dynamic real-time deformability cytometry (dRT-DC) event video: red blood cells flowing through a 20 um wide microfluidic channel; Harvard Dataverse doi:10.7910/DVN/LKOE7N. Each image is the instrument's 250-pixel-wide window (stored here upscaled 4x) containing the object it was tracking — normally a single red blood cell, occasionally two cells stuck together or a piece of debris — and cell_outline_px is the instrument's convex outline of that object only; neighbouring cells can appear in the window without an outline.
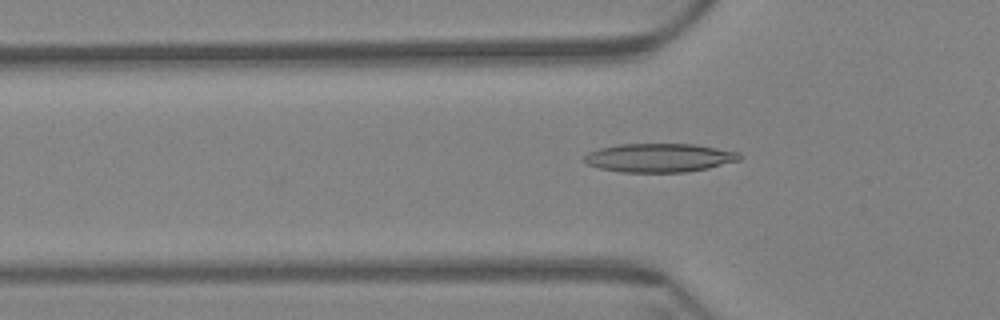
{"species": "Egyptian fruit bat (a non-hibernating species)", "species_latin": "Rousettus aegyptiacus", "temperature_condition": "warm", "stored_images_in_passage": 46, "camera_frame_rate_fps": 3000, "um_per_image_px": 0.085, "animal": {"sex": "female"}, "frame": {"image": 1, "passage_image": 6, "time_ms": 1.667, "image_size_px": [1000, 320], "cell_outline_px": [[744, 156], [740, 160], [708, 168], [688, 172], [624, 172], [600, 168], [588, 164], [584, 160], [584, 156], [588, 152], [600, 148], [620, 144], [692, 144], [740, 152]], "centroid_in_image_um": [56.08, 13.41], "position_along_channel_um": 69.7, "area_um2": 25.89}}
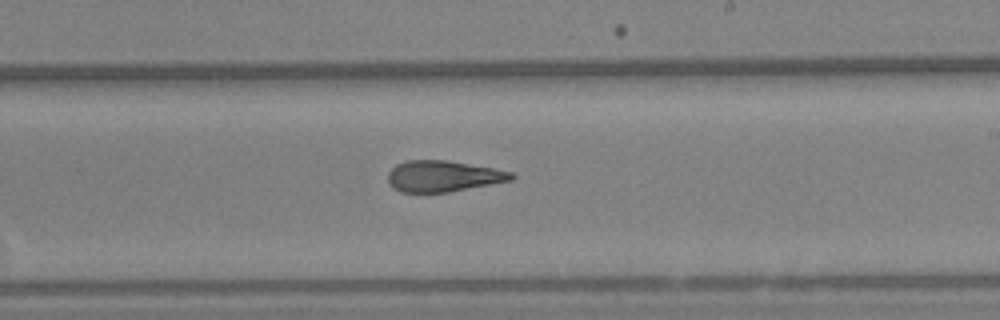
{"frame": {"image": 2, "passage_image": 22, "time_ms": 7.0, "image_size_px": [1000, 320], "cell_outline_px": [[516, 176], [512, 180], [448, 192], [400, 192], [388, 180], [388, 172], [396, 164], [408, 160], [448, 160], [492, 168], [512, 172]], "centroid_in_image_um": [37.67, 14.96], "position_along_channel_um": 251.3, "area_um2": 22.14}}
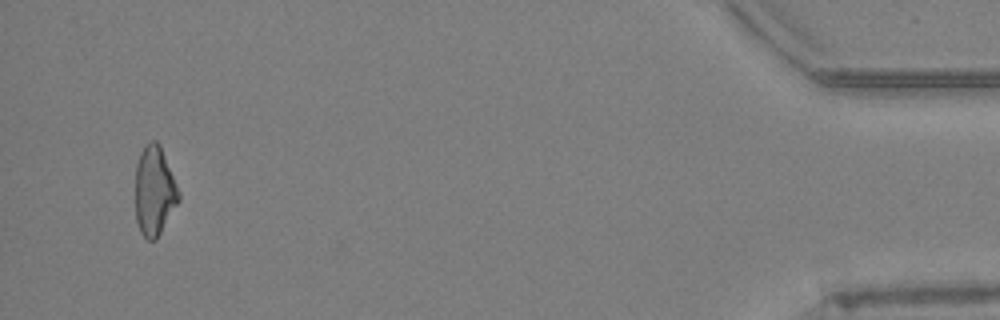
{"frame": {"image": 3, "passage_image": 44, "time_ms": 14.333, "image_size_px": [1000, 320], "cell_outline_px": [[180, 200], [156, 240], [148, 240], [140, 232], [136, 220], [136, 164], [140, 152], [144, 144], [152, 140], [156, 140], [160, 144], [180, 192]], "centroid_in_image_um": [13.13, 16.21], "position_along_channel_um": 422.1, "area_um2": 22.72}, "authors_computed_cell_mechanics": {"area_um2": 23.0911, "velocity_mm_per_s": 3.4126, "shape_relaxation_time_tau1_ms": null, "shape_relaxation_time_tau2_ms": 3.5277, "deformation_change_tau1": null, "deformation_change_tau2": 0.1291}}